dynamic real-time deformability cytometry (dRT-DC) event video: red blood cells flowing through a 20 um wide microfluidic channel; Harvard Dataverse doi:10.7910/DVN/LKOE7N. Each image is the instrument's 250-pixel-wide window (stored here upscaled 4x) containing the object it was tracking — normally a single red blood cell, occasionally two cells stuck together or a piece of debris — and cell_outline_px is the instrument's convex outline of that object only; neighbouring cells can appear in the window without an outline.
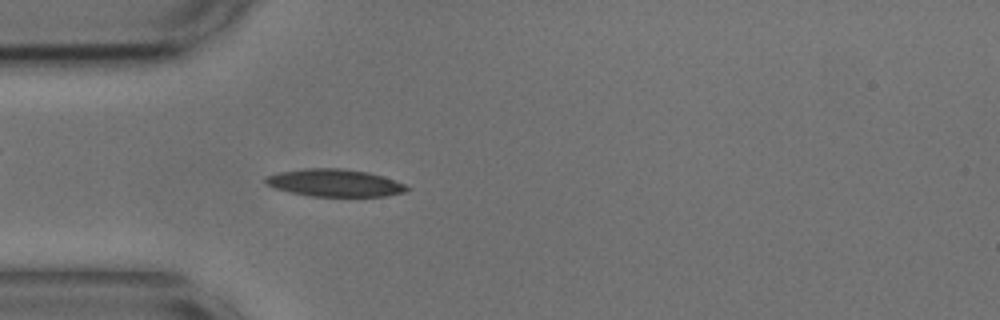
{"species": "common noctule bat (a hibernating species)", "species_latin": "Nyctalus noctula", "temperature_condition": "cold", "stored_images_in_passage": 3, "camera_frame_rate_fps": 3000, "um_per_image_px": 0.085, "animal": {"sex": "male", "body_mass_g": 17.9, "forearm_length_mm": 54.2}, "frame": {"image": 1, "passage_image": 3, "time_ms": 0.667, "image_size_px": [1000, 320], "cell_outline_px": [[408, 188], [404, 192], [384, 196], [312, 196], [288, 192], [276, 188], [268, 184], [264, 180], [264, 176], [276, 172], [304, 168], [340, 168], [368, 172], [404, 184]], "centroid_in_image_um": [28.36, 15.53], "position_along_channel_um": 56.6, "area_um2": 22.37}}